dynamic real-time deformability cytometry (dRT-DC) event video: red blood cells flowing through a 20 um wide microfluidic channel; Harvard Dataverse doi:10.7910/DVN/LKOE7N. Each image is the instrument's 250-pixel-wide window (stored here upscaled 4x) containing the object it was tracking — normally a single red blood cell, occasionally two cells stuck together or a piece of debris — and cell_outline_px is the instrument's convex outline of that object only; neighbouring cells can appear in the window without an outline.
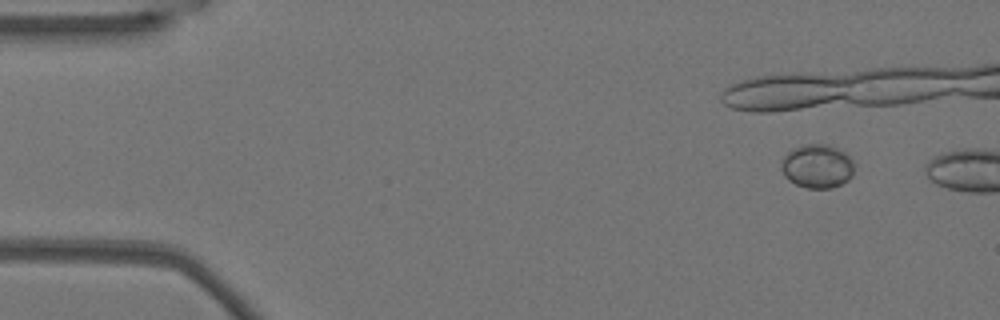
{"species": "Egyptian fruit bat (a non-hibernating species)", "species_latin": "Rousettus aegyptiacus", "temperature_condition": "warm", "stored_images_in_passage": 6, "camera_frame_rate_fps": 3000, "um_per_image_px": 0.085, "animal": {"sex": "female"}, "frame": {"image": 1, "passage_image": 4, "time_ms": 1.0, "image_size_px": [1000, 320], "cell_outline_px": [[852, 176], [848, 180], [832, 188], [808, 188], [796, 184], [788, 180], [784, 176], [780, 168], [780, 164], [784, 156], [792, 148], [804, 144], [828, 144], [844, 152], [852, 160]], "centroid_in_image_um": [69.42, 14.12], "position_along_channel_um": 15.6, "area_um2": 18.61}}